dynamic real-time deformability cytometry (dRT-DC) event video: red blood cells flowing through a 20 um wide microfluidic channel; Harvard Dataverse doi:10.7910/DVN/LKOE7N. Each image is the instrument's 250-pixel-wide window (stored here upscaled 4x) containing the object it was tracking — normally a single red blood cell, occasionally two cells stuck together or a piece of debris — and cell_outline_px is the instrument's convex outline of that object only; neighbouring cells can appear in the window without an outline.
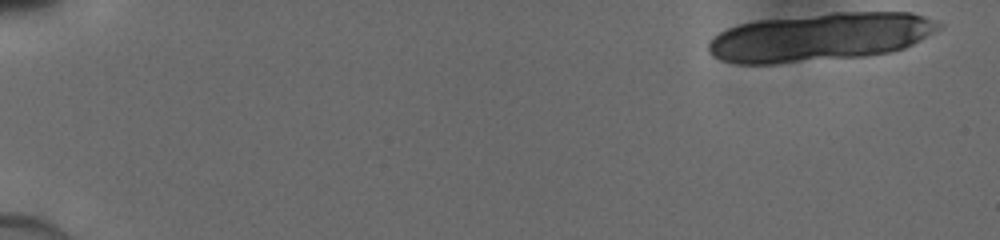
{"species": "human", "species_latin": "Homo sapiens", "temperature_condition": "cold", "stored_images_in_passage": 20, "camera_frame_rate_fps": 3000, "um_per_image_px": 0.085, "donor": {"sex": "male"}, "frame": {"image": 1, "passage_image": 1, "time_ms": 0.0, "image_size_px": [1000, 240], "cell_outline_px": [[944, 24], [940, 28], [920, 40], [904, 48], [892, 52], [864, 56], [776, 64], [736, 64], [720, 60], [712, 56], [708, 52], [708, 44], [720, 32], [728, 28], [740, 24], [756, 20], [832, 12], [912, 12], [924, 16]], "centroid_in_image_um": [69.71, 3.15], "position_along_channel_um": 15.3, "area_um2": 65.08}}
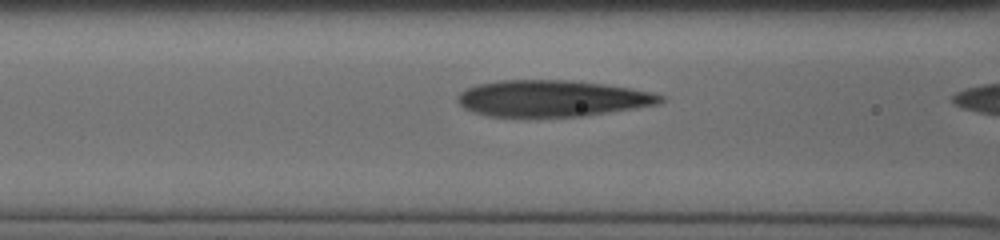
{"frame": {"image": 2, "passage_image": 19, "time_ms": 6.0, "image_size_px": [1000, 240], "cell_outline_px": [[664, 100], [660, 104], [636, 108], [580, 116], [488, 116], [472, 112], [464, 108], [456, 100], [456, 96], [460, 92], [476, 84], [496, 80], [572, 80], [604, 84], [656, 92], [664, 96]], "centroid_in_image_um": [46.94, 8.35], "position_along_channel_um": 119.7, "area_um2": 43.18}}